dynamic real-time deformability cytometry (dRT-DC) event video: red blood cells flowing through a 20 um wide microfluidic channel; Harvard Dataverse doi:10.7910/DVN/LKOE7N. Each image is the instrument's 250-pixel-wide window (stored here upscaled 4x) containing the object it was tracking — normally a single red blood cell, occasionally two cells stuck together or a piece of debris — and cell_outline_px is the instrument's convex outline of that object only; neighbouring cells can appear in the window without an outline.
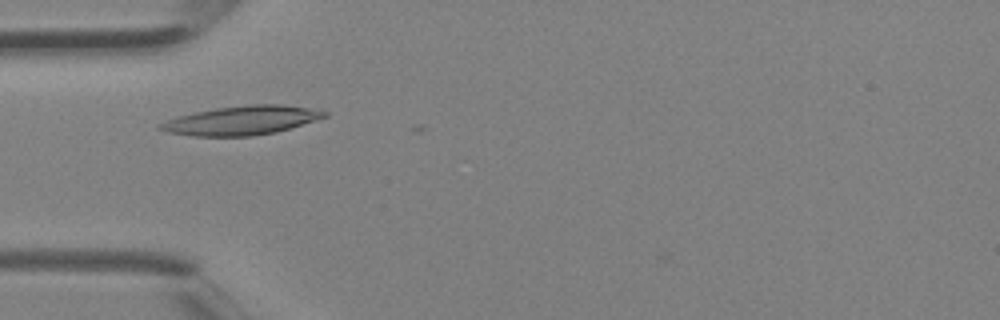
{"species": "Egyptian fruit bat (a non-hibernating species)", "species_latin": "Rousettus aegyptiacus", "temperature_condition": "room temperature", "stored_images_in_passage": 4, "camera_frame_rate_fps": 3000, "um_per_image_px": 0.085, "animal": {"sex": "female"}, "frame": {"image": 1, "passage_image": 3, "time_ms": 0.667, "image_size_px": [1000, 320], "cell_outline_px": [[328, 116], [316, 120], [276, 132], [252, 136], [192, 136], [168, 132], [156, 128], [156, 124], [176, 116], [216, 108], [248, 104], [284, 104], [308, 108], [328, 112]], "centroid_in_image_um": [20.49, 10.23], "position_along_channel_um": 64.5, "area_um2": 27.8}}
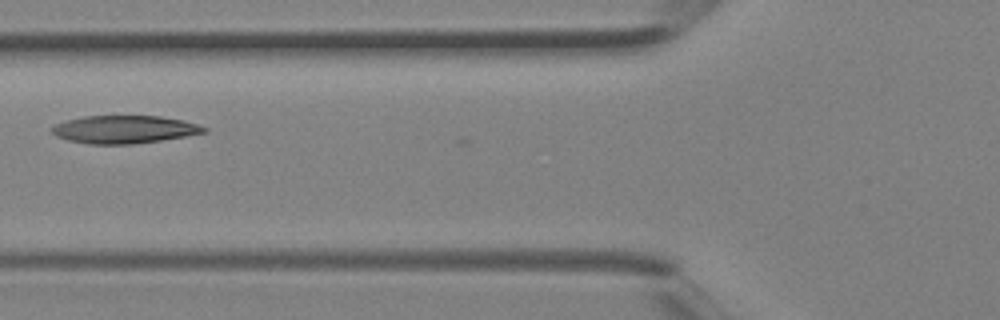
{"frame": {"image": 2, "passage_image": 4, "time_ms": 1.0, "image_size_px": [1000, 320], "cell_outline_px": [[208, 132], [160, 140], [132, 144], [88, 144], [68, 140], [56, 136], [52, 132], [52, 128], [56, 124], [68, 120], [84, 116], [160, 116], [184, 120], [208, 128]], "centroid_in_image_um": [10.58, 11.0], "position_along_channel_um": 115.2, "area_um2": 24.51}}